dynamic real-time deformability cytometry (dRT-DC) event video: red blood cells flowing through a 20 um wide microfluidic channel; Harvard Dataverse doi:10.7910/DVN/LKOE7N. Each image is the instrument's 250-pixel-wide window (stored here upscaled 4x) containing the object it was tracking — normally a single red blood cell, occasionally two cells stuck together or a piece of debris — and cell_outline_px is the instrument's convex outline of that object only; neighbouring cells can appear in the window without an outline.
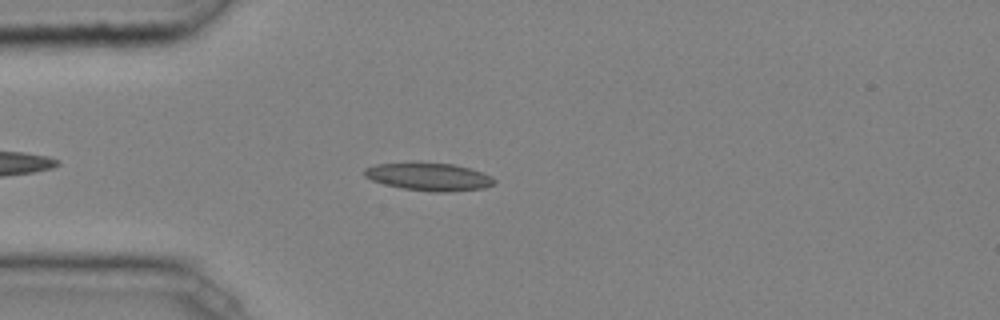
{"species": "common noctule bat (a hibernating species)", "species_latin": "Nyctalus noctula", "temperature_condition": "cold", "stored_images_in_passage": 40, "camera_frame_rate_fps": 3000, "um_per_image_px": 0.085, "animal": {"sex": "male", "body_mass_g": 20.4}, "frame": {"image": 1, "passage_image": 6, "time_ms": 1.667, "image_size_px": [1000, 320], "cell_outline_px": [[496, 180], [492, 184], [484, 188], [448, 192], [432, 192], [404, 188], [384, 184], [372, 180], [364, 176], [364, 168], [376, 164], [452, 164], [472, 168], [492, 176]], "centroid_in_image_um": [36.49, 15.04], "position_along_channel_um": 48.5, "area_um2": 20.58}}
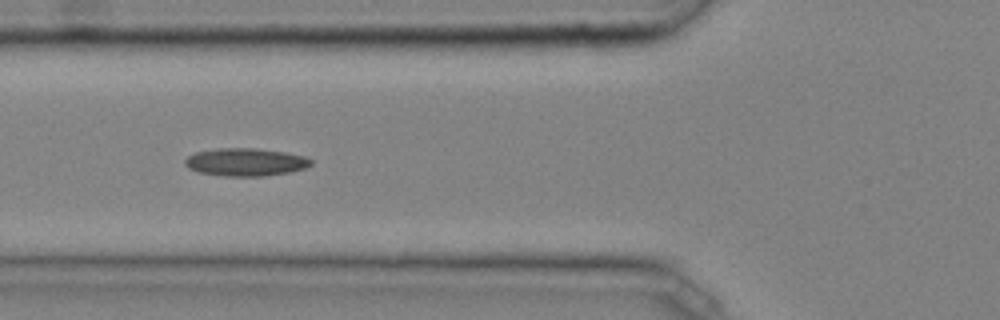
{"frame": {"image": 2, "passage_image": 11, "time_ms": 3.333, "image_size_px": [1000, 320], "cell_outline_px": [[312, 164], [304, 168], [288, 172], [264, 176], [224, 176], [200, 172], [188, 168], [184, 164], [184, 160], [188, 156], [196, 152], [216, 148], [256, 148], [284, 152], [304, 156], [312, 160]], "centroid_in_image_um": [20.85, 13.77], "position_along_channel_um": 105.0, "area_um2": 20.35}}
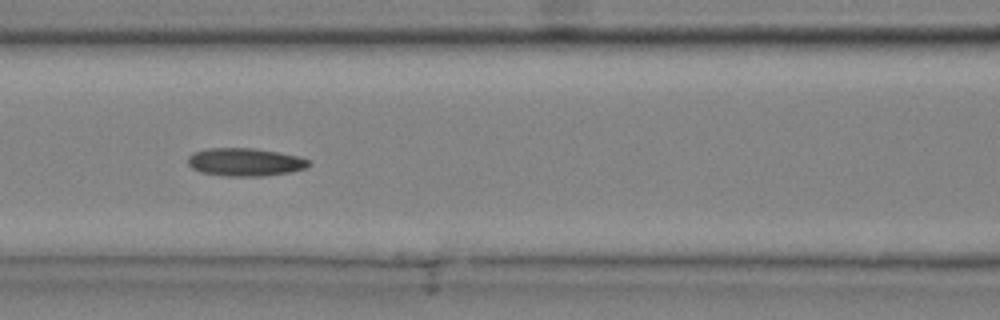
{"frame": {"image": 3, "passage_image": 14, "time_ms": 4.333, "image_size_px": [1000, 320], "cell_outline_px": [[312, 164], [308, 168], [292, 172], [260, 176], [228, 176], [200, 172], [192, 168], [188, 164], [188, 156], [192, 152], [208, 148], [252, 148], [280, 152], [300, 156], [312, 160]], "centroid_in_image_um": [20.89, 13.77], "position_along_channel_um": 145.7, "area_um2": 20.06}, "authors_computed_cell_mechanics": {"area_um2": 19.3052, "velocity_mm_per_s": 4.0649, "shape_relaxation_time_tau1_ms": null, "shape_relaxation_time_tau2_ms": 10.3663, "deformation_change_tau1": null, "deformation_change_tau2": 0.1929}}